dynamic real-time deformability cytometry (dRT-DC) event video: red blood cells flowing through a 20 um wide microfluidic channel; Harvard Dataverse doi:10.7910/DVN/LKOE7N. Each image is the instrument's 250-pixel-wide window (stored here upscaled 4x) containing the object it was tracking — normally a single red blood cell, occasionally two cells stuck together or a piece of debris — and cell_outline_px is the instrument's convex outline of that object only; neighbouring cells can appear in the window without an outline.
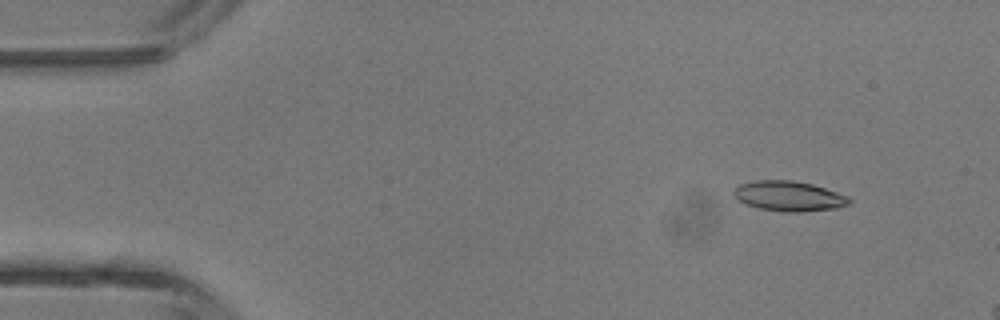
{"species": "common noctule bat (a hibernating species)", "species_latin": "Nyctalus noctula", "temperature_condition": "room temperature", "stored_images_in_passage": 4, "camera_frame_rate_fps": 3000, "um_per_image_px": 0.085, "animal": {"sex": "male", "body_mass_g": 13.3}, "frame": {"image": 1, "passage_image": 2, "time_ms": 1.0, "image_size_px": [1000, 320], "cell_outline_px": [[852, 200], [848, 204], [836, 208], [796, 212], [784, 212], [760, 208], [744, 204], [736, 200], [732, 196], [732, 192], [740, 184], [756, 180], [792, 180], [812, 184], [848, 196]], "centroid_in_image_um": [67.0, 16.67], "position_along_channel_um": 18.0, "area_um2": 20.23}}